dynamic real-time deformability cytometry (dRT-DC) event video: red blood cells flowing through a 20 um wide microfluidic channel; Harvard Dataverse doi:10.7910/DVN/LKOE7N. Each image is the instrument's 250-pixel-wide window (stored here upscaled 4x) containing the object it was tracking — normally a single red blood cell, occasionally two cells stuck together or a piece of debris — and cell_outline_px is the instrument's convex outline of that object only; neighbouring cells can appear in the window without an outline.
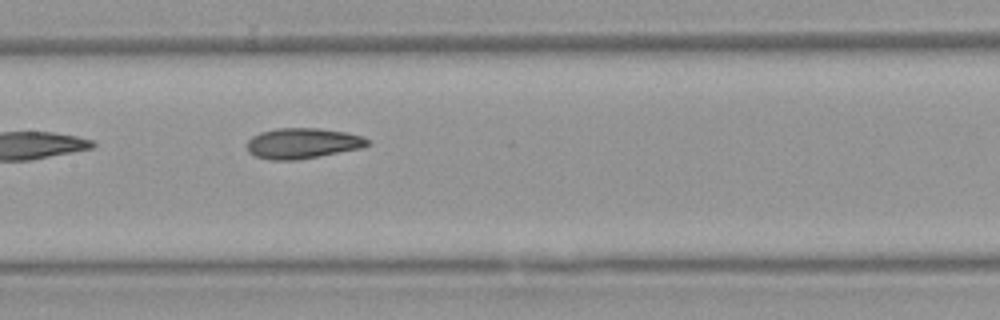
{"species": "Egyptian fruit bat (a non-hibernating species)", "species_latin": "Rousettus aegyptiacus", "temperature_condition": "warm", "stored_images_in_passage": 7, "camera_frame_rate_fps": 3000, "um_per_image_px": 0.085, "animal": {"sex": "female"}, "frame": {"image": 1, "passage_image": 7, "time_ms": 8.0, "image_size_px": [1000, 320], "cell_outline_px": [[372, 144], [364, 148], [296, 160], [268, 160], [252, 156], [248, 152], [248, 140], [252, 136], [260, 132], [276, 128], [316, 128], [348, 132], [364, 136], [372, 140]], "centroid_in_image_um": [25.77, 12.18], "position_along_channel_um": 181.6, "area_um2": 21.91}}